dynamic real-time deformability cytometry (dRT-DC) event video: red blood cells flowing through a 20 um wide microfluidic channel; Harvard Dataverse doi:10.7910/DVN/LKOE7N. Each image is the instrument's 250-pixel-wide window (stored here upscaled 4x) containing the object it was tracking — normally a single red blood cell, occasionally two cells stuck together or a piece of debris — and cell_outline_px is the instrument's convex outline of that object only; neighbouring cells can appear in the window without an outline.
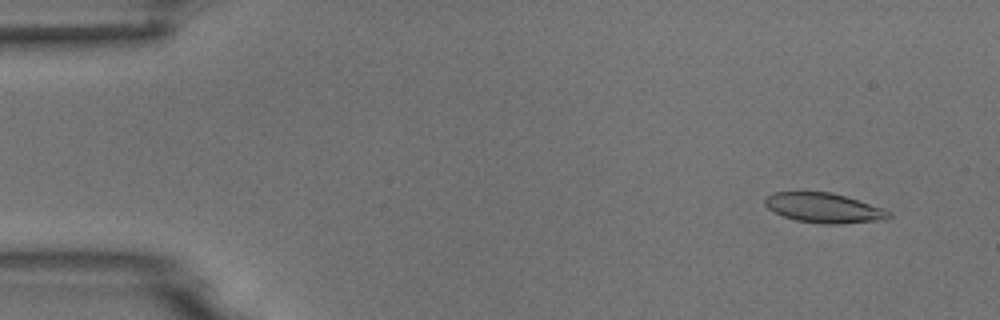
{"species": "common noctule bat (a hibernating species)", "species_latin": "Nyctalus noctula", "temperature_condition": "room temperature", "stored_images_in_passage": 4, "camera_frame_rate_fps": 3000, "um_per_image_px": 0.085, "animal": {"sex": "male", "body_mass_g": 18.8}, "frame": {"image": 1, "passage_image": 2, "time_ms": 1.0, "image_size_px": [1000, 320], "cell_outline_px": [[892, 216], [884, 220], [840, 224], [824, 224], [796, 220], [772, 212], [764, 204], [764, 200], [772, 192], [804, 188], [832, 192], [884, 208], [892, 212]], "centroid_in_image_um": [69.98, 17.62], "position_along_channel_um": 15.0, "area_um2": 22.48}}